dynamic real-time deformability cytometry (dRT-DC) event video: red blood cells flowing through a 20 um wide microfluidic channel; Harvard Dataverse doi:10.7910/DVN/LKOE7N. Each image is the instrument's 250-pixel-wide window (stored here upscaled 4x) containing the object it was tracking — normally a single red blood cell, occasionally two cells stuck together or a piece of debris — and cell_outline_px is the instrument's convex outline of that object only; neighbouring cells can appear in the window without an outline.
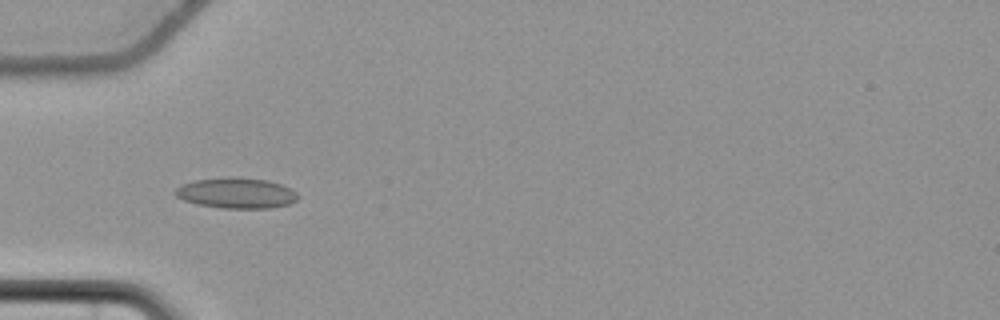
{"species": "common noctule bat (a hibernating species)", "species_latin": "Nyctalus noctula", "temperature_condition": "cold", "stored_images_in_passage": 50, "camera_frame_rate_fps": 3000, "um_per_image_px": 0.085, "animal": {"sex": "female", "body_mass_g": 22.7, "forearm_length_mm": 54.2}, "frame": {"image": 1, "passage_image": 12, "time_ms": 3.667, "image_size_px": [1000, 320], "cell_outline_px": [[300, 196], [296, 200], [288, 204], [268, 208], [220, 208], [200, 204], [184, 200], [176, 196], [176, 188], [180, 184], [196, 180], [232, 176], [268, 180], [292, 188]], "centroid_in_image_um": [20.11, 16.4], "position_along_channel_um": 64.9, "area_um2": 21.85}}
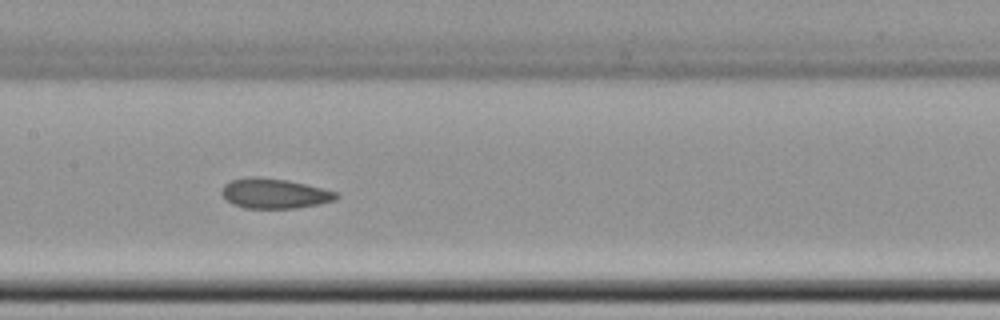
{"frame": {"image": 2, "passage_image": 22, "time_ms": 7.0, "image_size_px": [1000, 320], "cell_outline_px": [[340, 196], [336, 200], [296, 208], [244, 208], [232, 204], [220, 192], [224, 184], [232, 180], [248, 176], [260, 176], [288, 180], [336, 192]], "centroid_in_image_um": [23.29, 16.43], "position_along_channel_um": 184.1, "area_um2": 19.94}}
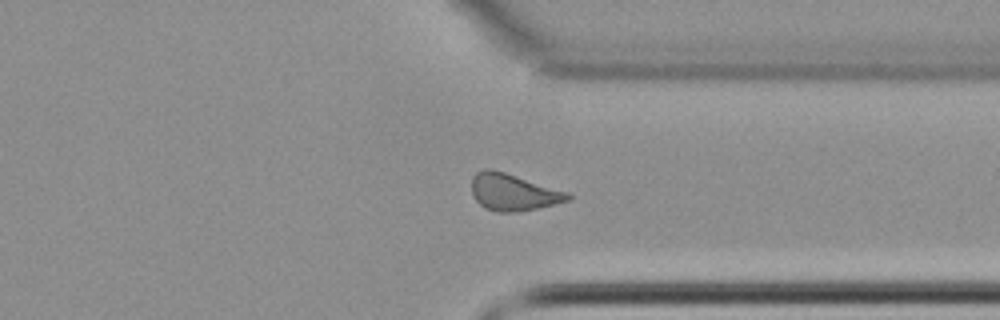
{"frame": {"image": 3, "passage_image": 37, "time_ms": 12.0, "image_size_px": [1000, 320], "cell_outline_px": [[572, 200], [520, 212], [496, 212], [484, 208], [472, 196], [472, 176], [476, 172], [484, 168], [488, 168], [504, 172], [568, 192], [572, 196]], "centroid_in_image_um": [43.61, 16.35], "position_along_channel_um": 367.8, "area_um2": 20.75}, "authors_computed_cell_mechanics": {"area_um2": 20.3745, "velocity_mm_per_s": 3.6692, "shape_relaxation_time_tau1_ms": null, "shape_relaxation_time_tau2_ms": 3.4572, "deformation_change_tau1": null, "deformation_change_tau2": 0.1004}}